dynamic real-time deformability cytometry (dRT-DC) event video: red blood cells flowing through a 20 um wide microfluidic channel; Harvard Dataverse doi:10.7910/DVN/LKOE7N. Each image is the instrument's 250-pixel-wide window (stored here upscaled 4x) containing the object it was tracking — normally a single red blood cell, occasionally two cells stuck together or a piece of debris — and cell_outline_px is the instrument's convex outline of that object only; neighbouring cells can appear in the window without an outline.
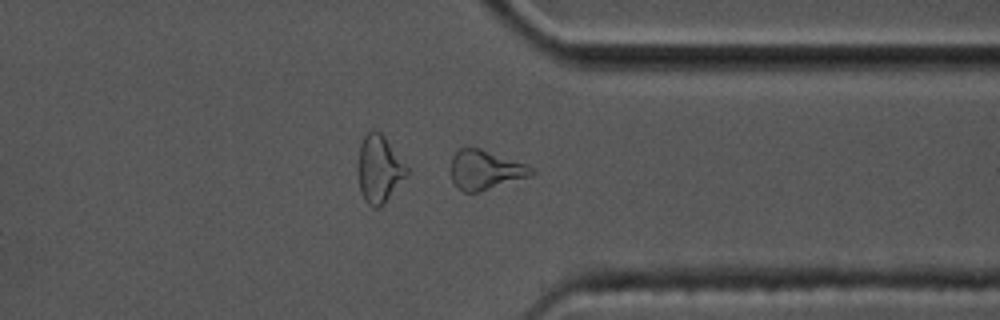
{"species": "common noctule bat (a hibernating species)", "species_latin": "Nyctalus noctula", "temperature_condition": "cold", "stored_images_in_passage": 57, "segment_of_instrument_passage": [2, 2], "camera_frame_rate_fps": 3000, "um_per_image_px": 0.085, "animal": {"sex": "male", "body_mass_g": 17.5, "forearm_length_mm": 52.3}, "frame": {"image": 1, "passage_image": 45, "time_ms": 14.667, "image_size_px": [1000, 320], "cell_outline_px": [[536, 172], [532, 176], [476, 192], [464, 192], [456, 188], [452, 180], [452, 156], [460, 148], [480, 148], [536, 168]], "centroid_in_image_um": [41.27, 14.45], "position_along_channel_um": 370.1, "area_um2": 18.32}}